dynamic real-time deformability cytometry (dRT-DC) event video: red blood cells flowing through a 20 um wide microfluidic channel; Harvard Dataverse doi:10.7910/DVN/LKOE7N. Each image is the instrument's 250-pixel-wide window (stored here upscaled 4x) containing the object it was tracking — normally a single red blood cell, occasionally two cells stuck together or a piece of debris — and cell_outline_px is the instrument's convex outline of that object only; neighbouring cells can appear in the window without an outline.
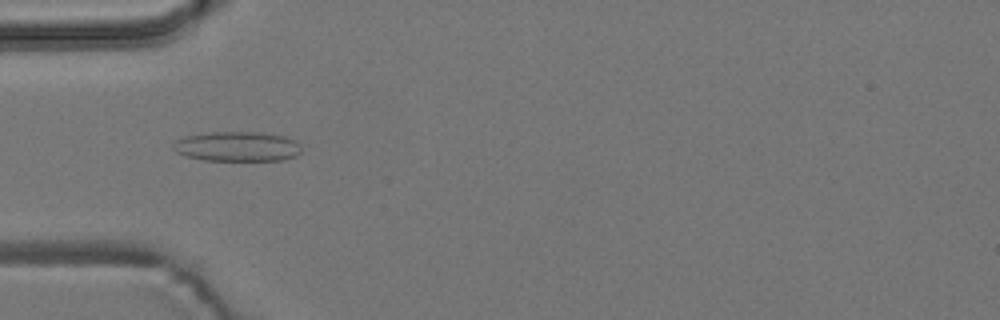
{"species": "common noctule bat (a hibernating species)", "species_latin": "Nyctalus noctula", "temperature_condition": "room temperature", "stored_images_in_passage": 53, "camera_frame_rate_fps": 3000, "um_per_image_px": 0.085, "animal": {"sex": "male", "body_mass_g": 19.2, "forearm_length_mm": 51.8}, "frame": {"image": 1, "passage_image": 15, "time_ms": 4.667, "image_size_px": [1000, 320], "cell_outline_px": [[300, 152], [296, 156], [284, 160], [204, 160], [188, 156], [176, 152], [172, 148], [172, 144], [176, 140], [184, 136], [212, 132], [260, 132], [284, 136], [296, 140], [300, 144]], "centroid_in_image_um": [20.18, 12.44], "position_along_channel_um": 64.8, "area_um2": 22.31}}
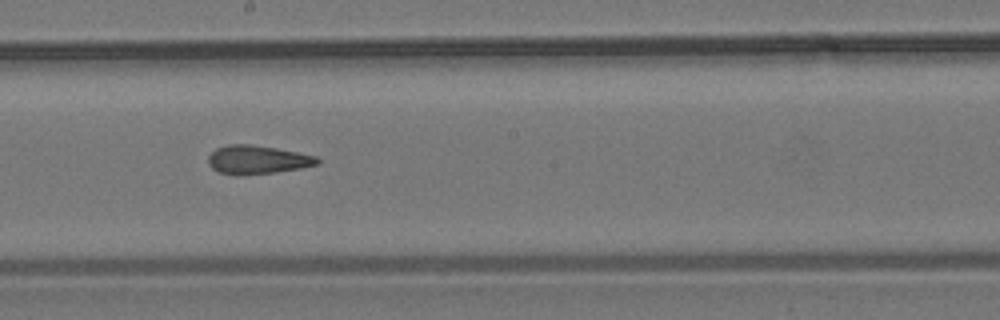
{"frame": {"image": 2, "passage_image": 28, "time_ms": 9.0, "image_size_px": [1000, 320], "cell_outline_px": [[320, 164], [300, 168], [276, 172], [244, 176], [236, 176], [220, 172], [212, 168], [208, 164], [208, 156], [216, 148], [228, 144], [252, 144], [276, 148], [316, 156], [320, 160]], "centroid_in_image_um": [21.86, 13.58], "position_along_channel_um": 226.3, "area_um2": 18.38}}
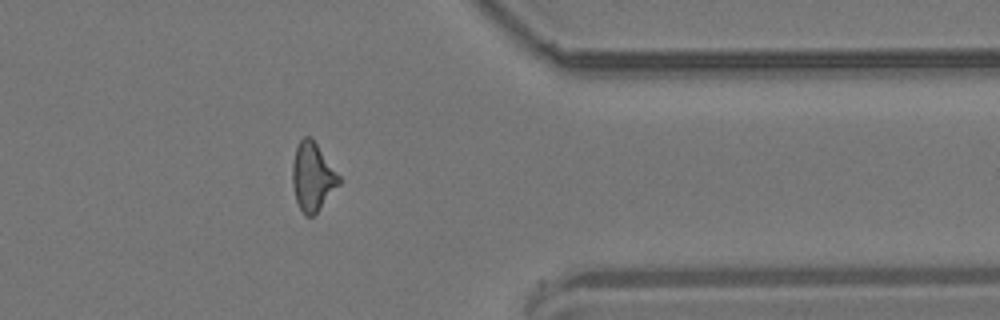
{"frame": {"image": 3, "passage_image": 42, "time_ms": 13.667, "image_size_px": [1000, 320], "cell_outline_px": [[340, 184], [316, 212], [312, 216], [304, 216], [296, 200], [292, 184], [292, 164], [296, 148], [300, 140], [304, 136], [308, 136], [316, 144], [340, 176]], "centroid_in_image_um": [26.55, 15.04], "position_along_channel_um": 384.8, "area_um2": 18.15}, "authors_computed_cell_mechanics": {"area_um2": 18.3804, "velocity_mm_per_s": 3.7166, "shape_relaxation_time_tau1_ms": null, "shape_relaxation_time_tau2_ms": 2.0571, "deformation_change_tau1": null, "deformation_change_tau2": 0.1077}}